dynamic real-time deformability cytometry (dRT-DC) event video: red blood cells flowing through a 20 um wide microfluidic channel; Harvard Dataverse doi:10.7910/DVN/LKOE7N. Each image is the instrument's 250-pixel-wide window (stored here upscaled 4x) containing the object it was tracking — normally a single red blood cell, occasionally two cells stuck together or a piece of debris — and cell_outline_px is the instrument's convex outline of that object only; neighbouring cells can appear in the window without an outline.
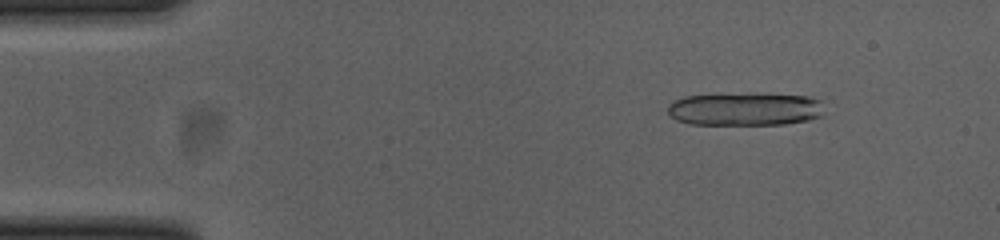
{"species": "common noctule bat (a hibernating species)", "species_latin": "Nyctalus noctula", "temperature_condition": "cold", "stored_images_in_passage": 17, "camera_frame_rate_fps": 3000, "um_per_image_px": 0.085, "animal": {"sex": "female", "body_mass_g": 23.0, "forearm_length_mm": 53.4}, "frame": {"image": 1, "passage_image": 6, "time_ms": 1.667, "image_size_px": [1000, 240], "cell_outline_px": [[824, 116], [808, 120], [784, 124], [688, 124], [676, 120], [668, 116], [668, 104], [672, 100], [684, 96], [720, 92], [756, 92], [812, 96], [820, 100]], "centroid_in_image_um": [63.29, 9.22], "position_along_channel_um": 21.7, "area_um2": 31.56}}